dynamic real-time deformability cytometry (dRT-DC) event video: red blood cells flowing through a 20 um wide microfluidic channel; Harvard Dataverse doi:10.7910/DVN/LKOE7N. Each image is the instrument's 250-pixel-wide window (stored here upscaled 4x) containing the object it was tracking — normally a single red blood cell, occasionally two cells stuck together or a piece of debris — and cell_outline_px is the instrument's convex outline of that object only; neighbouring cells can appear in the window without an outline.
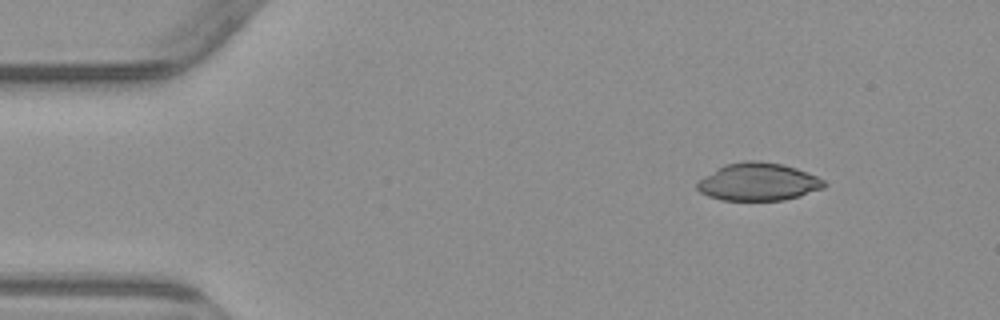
{"species": "common noctule bat (a hibernating species)", "species_latin": "Nyctalus noctula", "temperature_condition": "warm", "stored_images_in_passage": 7, "camera_frame_rate_fps": 3000, "um_per_image_px": 0.085, "animal": {"sex": "male", "body_mass_g": 23.1, "forearm_length_mm": 52.7}, "frame": {"image": 1, "passage_image": 2, "time_ms": 1.333, "image_size_px": [1000, 320], "cell_outline_px": [[828, 184], [824, 188], [800, 196], [784, 200], [720, 200], [708, 196], [700, 192], [696, 188], [696, 184], [704, 176], [716, 168], [724, 164], [744, 160], [760, 160], [784, 164], [796, 168], [816, 176], [824, 180]], "centroid_in_image_um": [64.45, 15.45], "position_along_channel_um": 20.6, "area_um2": 28.21}}